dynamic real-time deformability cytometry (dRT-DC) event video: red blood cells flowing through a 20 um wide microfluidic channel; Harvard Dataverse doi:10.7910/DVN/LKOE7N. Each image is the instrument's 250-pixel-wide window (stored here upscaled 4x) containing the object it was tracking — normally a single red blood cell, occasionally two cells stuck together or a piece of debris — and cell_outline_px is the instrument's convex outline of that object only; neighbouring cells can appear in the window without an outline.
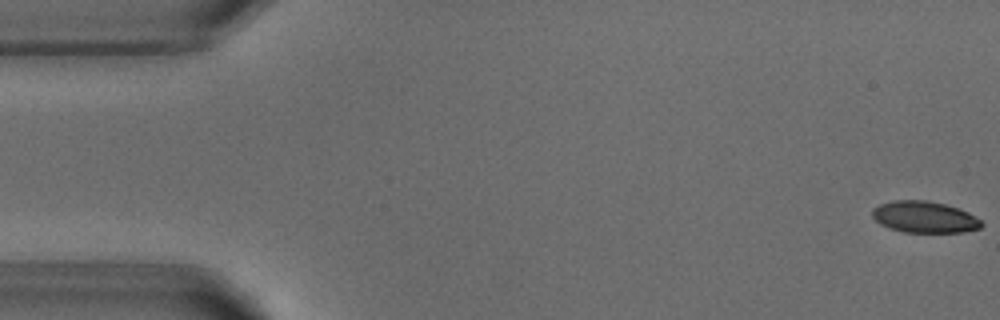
{"species": "common noctule bat (a hibernating species)", "species_latin": "Nyctalus noctula", "temperature_condition": "warm", "stored_images_in_passage": 52, "camera_frame_rate_fps": 3000, "um_per_image_px": 0.085, "animal": {"sex": "male", "body_mass_g": 18.8}, "frame": {"image": 1, "passage_image": 1, "time_ms": 0.0, "image_size_px": [1000, 320], "cell_outline_px": [[984, 224], [980, 228], [964, 232], [904, 232], [880, 224], [872, 216], [872, 208], [880, 204], [892, 200], [928, 200], [944, 204], [968, 212], [980, 220]], "centroid_in_image_um": [78.57, 18.44], "position_along_channel_um": 6.4, "area_um2": 19.94}}
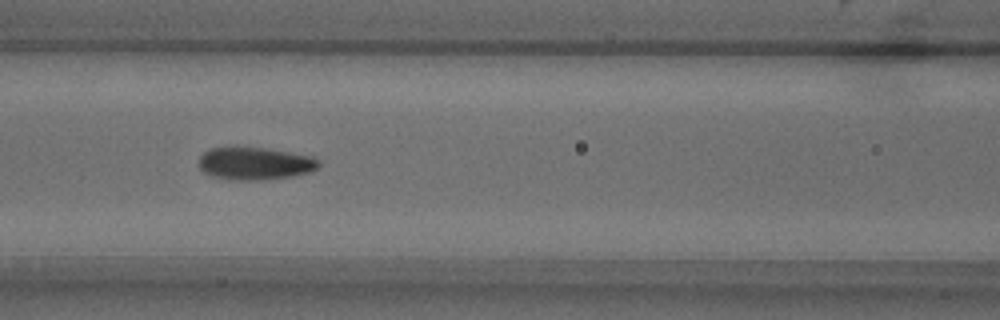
{"frame": {"image": 2, "passage_image": 22, "time_ms": 7.0, "image_size_px": [1000, 320], "cell_outline_px": [[320, 164], [312, 172], [292, 176], [264, 180], [232, 180], [212, 176], [204, 172], [200, 168], [200, 156], [208, 148], [264, 148], [312, 156], [320, 160]], "centroid_in_image_um": [21.69, 13.91], "position_along_channel_um": 144.9, "area_um2": 22.66}}
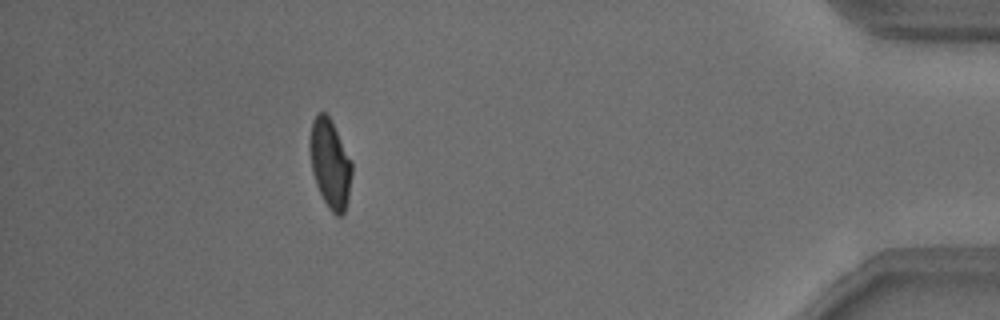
{"frame": {"image": 3, "passage_image": 47, "time_ms": 15.333, "image_size_px": [1000, 320], "cell_outline_px": [[352, 176], [348, 196], [344, 212], [340, 216], [336, 216], [328, 208], [316, 184], [312, 172], [308, 144], [312, 120], [320, 112], [324, 112], [328, 116], [352, 164]], "centroid_in_image_um": [28.02, 13.94], "position_along_channel_um": 407.2, "area_um2": 21.33}, "authors_computed_cell_mechanics": {"area_um2": 22.1085, "velocity_mm_per_s": 3.832, "shape_relaxation_time_tau1_ms": 4.1878, "shape_relaxation_time_tau2_ms": 0.9953, "deformation_change_tau1": 0.1539, "deformation_change_tau2": 0.0564}}